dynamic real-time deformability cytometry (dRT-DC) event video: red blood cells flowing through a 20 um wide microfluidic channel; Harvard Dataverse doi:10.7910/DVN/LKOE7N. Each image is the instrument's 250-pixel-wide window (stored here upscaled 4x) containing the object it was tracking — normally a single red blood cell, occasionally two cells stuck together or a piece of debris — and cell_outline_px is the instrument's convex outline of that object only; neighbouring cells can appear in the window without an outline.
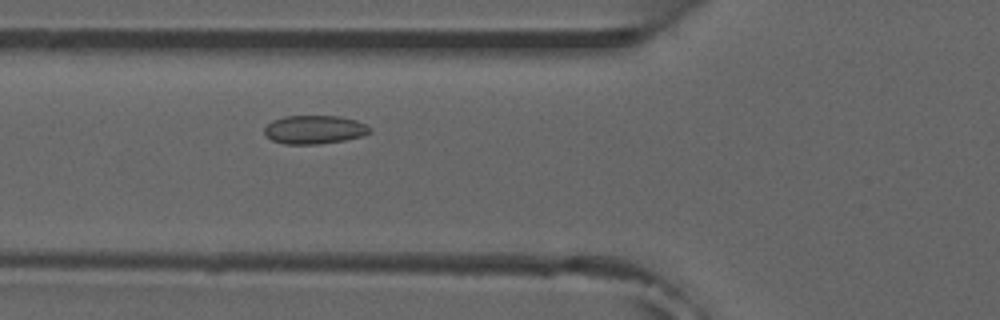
{"species": "common noctule bat (a hibernating species)", "species_latin": "Nyctalus noctula", "temperature_condition": "room temperature", "stored_images_in_passage": 49, "camera_frame_rate_fps": 3000, "um_per_image_px": 0.085, "animal": {"sex": "male", "forearm_length_mm": 52.5}, "frame": {"image": 1, "passage_image": 15, "time_ms": 4.667, "image_size_px": [1000, 320], "cell_outline_px": [[372, 132], [360, 136], [344, 140], [316, 144], [284, 144], [272, 140], [264, 132], [264, 128], [272, 120], [284, 116], [340, 116], [356, 120], [372, 128]], "centroid_in_image_um": [26.72, 11.01], "position_along_channel_um": 99.1, "area_um2": 17.46}}